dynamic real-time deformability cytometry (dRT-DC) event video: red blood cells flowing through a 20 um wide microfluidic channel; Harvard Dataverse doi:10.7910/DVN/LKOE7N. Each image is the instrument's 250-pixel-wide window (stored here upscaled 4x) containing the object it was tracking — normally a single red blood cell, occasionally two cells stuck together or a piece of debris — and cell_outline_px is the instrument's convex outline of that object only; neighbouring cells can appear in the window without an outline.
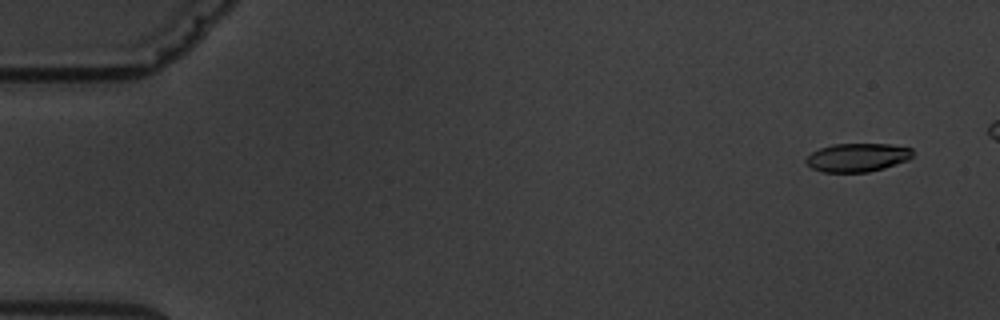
{"species": "common noctule bat (a hibernating species)", "species_latin": "Nyctalus noctula", "temperature_condition": "warm", "stored_images_in_passage": 5, "camera_frame_rate_fps": 3000, "um_per_image_px": 0.085, "animal": {"sex": "male", "body_mass_g": 19.5, "forearm_length_mm": 54.6}, "frame": {"image": 1, "passage_image": 1, "time_ms": 0.0, "image_size_px": [1000, 320], "cell_outline_px": [[912, 156], [908, 160], [884, 168], [868, 172], [824, 172], [812, 168], [804, 160], [812, 152], [820, 148], [832, 144], [888, 144], [912, 148]], "centroid_in_image_um": [72.88, 13.38], "position_along_channel_um": 12.1, "area_um2": 17.63}}